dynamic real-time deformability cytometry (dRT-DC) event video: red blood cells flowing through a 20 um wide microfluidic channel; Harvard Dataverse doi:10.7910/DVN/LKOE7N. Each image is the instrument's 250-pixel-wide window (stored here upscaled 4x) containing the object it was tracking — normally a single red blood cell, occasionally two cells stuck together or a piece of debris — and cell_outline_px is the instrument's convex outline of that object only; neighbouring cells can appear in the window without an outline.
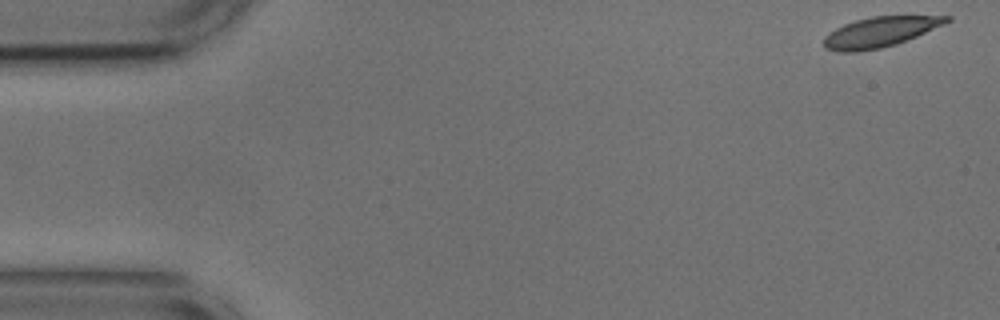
{"species": "common noctule bat (a hibernating species)", "species_latin": "Nyctalus noctula", "temperature_condition": "cold", "stored_images_in_passage": 54, "camera_frame_rate_fps": 3000, "um_per_image_px": 0.085, "animal": {"sex": "male", "body_mass_g": 17.9, "forearm_length_mm": 54.2}, "frame": {"image": 1, "passage_image": 1, "time_ms": 0.0, "image_size_px": [1000, 320], "cell_outline_px": [[952, 20], [944, 24], [916, 36], [896, 44], [880, 48], [856, 52], [840, 52], [824, 48], [824, 36], [828, 32], [844, 24], [856, 20], [872, 16], [952, 16]], "centroid_in_image_um": [74.77, 2.72], "position_along_channel_um": 10.2, "area_um2": 21.44}}
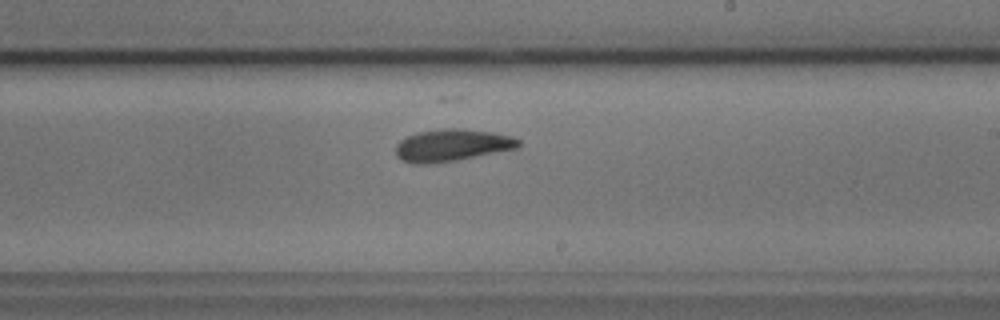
{"frame": {"image": 2, "passage_image": 31, "time_ms": 10.0, "image_size_px": [1000, 320], "cell_outline_px": [[520, 144], [516, 148], [456, 160], [428, 164], [412, 164], [400, 160], [396, 156], [396, 144], [400, 140], [416, 132], [444, 128], [460, 128], [492, 132], [512, 136], [520, 140]], "centroid_in_image_um": [38.37, 12.34], "position_along_channel_um": 250.6, "area_um2": 23.0}}
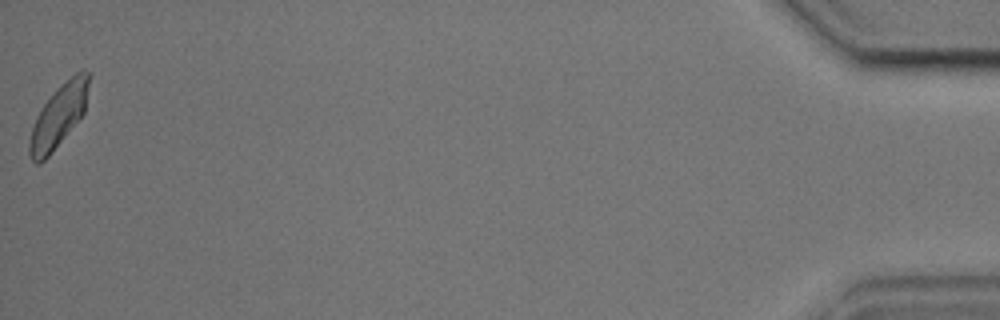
{"frame": {"image": 3, "passage_image": 54, "time_ms": 17.667, "image_size_px": [1000, 320], "cell_outline_px": [[92, 76], [84, 112], [48, 156], [40, 164], [36, 164], [32, 160], [28, 152], [28, 144], [32, 128], [36, 116], [44, 104], [56, 88], [60, 84], [80, 68], [84, 68], [92, 72]], "centroid_in_image_um": [5.02, 9.75], "position_along_channel_um": 430.2, "area_um2": 21.85}, "authors_computed_cell_mechanics": {"area_um2": 22.5131, "velocity_mm_per_s": 3.6169, "shape_relaxation_time_tau1_ms": 4.4815, "shape_relaxation_time_tau2_ms": 3.86, "deformation_change_tau1": 0.1026, "deformation_change_tau2": 0.0839}}